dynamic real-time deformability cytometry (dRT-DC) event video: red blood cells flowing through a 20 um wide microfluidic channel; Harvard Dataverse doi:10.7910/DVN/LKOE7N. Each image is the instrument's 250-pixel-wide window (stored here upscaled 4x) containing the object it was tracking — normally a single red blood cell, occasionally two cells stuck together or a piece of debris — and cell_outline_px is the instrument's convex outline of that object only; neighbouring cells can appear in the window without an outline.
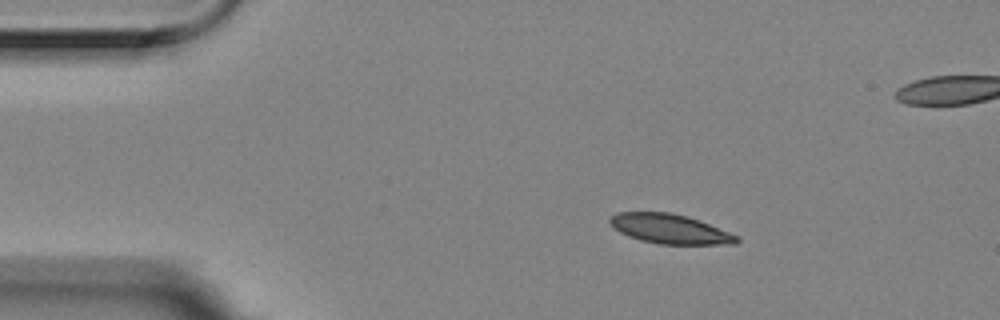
{"species": "Egyptian fruit bat (a non-hibernating species)", "species_latin": "Rousettus aegyptiacus", "temperature_condition": "room temperature", "stored_images_in_passage": 2, "camera_frame_rate_fps": 3000, "um_per_image_px": 0.085, "animal": {"sex": "female"}, "frame": {"image": 1, "passage_image": 1, "time_ms": 0.0, "image_size_px": [1000, 320], "cell_outline_px": [[740, 240], [736, 244], [660, 244], [640, 240], [628, 236], [620, 232], [608, 220], [616, 212], [672, 212], [688, 216], [740, 236]], "centroid_in_image_um": [56.97, 19.45], "position_along_channel_um": 28.0, "area_um2": 21.79}}